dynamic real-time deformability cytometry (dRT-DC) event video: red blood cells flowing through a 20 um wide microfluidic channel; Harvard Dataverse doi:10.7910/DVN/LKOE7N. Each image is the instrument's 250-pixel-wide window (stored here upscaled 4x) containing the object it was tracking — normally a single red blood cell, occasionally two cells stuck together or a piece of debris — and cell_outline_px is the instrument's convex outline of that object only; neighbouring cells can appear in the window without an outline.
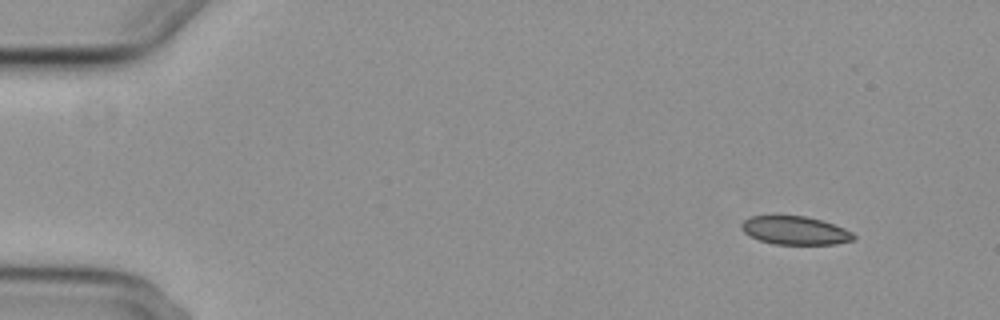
{"species": "common noctule bat (a hibernating species)", "species_latin": "Nyctalus noctula", "temperature_condition": "cold", "stored_images_in_passage": 6, "camera_frame_rate_fps": 3000, "um_per_image_px": 0.085, "animal": {"sex": "female", "body_mass_g": 29.2, "forearm_length_mm": 56.3}, "frame": {"image": 1, "passage_image": 1, "time_ms": 0.0, "image_size_px": [1000, 320], "cell_outline_px": [[856, 240], [836, 244], [772, 244], [748, 236], [740, 228], [740, 224], [744, 220], [752, 216], [804, 216], [820, 220], [844, 228], [852, 232], [856, 236]], "centroid_in_image_um": [67.57, 19.6], "position_along_channel_um": 17.4, "area_um2": 18.55}}
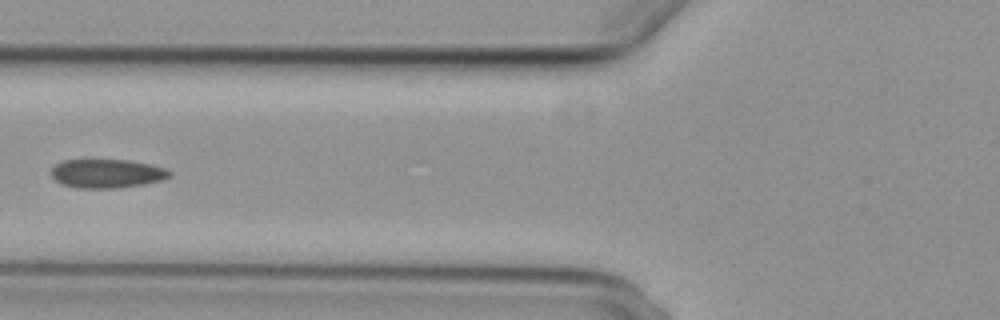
{"frame": {"image": 2, "passage_image": 5, "time_ms": 5.667, "image_size_px": [1000, 320], "cell_outline_px": [[172, 176], [164, 180], [144, 184], [116, 188], [76, 188], [64, 184], [56, 180], [52, 176], [52, 168], [56, 164], [64, 160], [128, 160], [148, 164], [164, 168], [172, 172]], "centroid_in_image_um": [9.12, 14.75], "position_along_channel_um": 116.7, "area_um2": 19.77}}
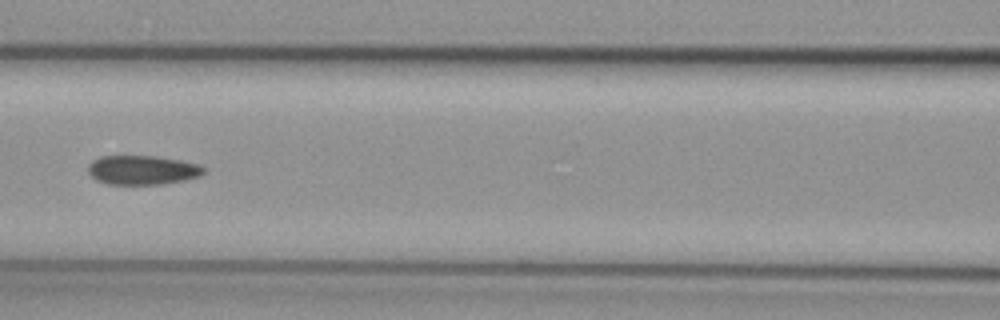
{"frame": {"image": 3, "passage_image": 6, "time_ms": 6.667, "image_size_px": [1000, 320], "cell_outline_px": [[208, 168], [200, 176], [184, 180], [164, 184], [108, 184], [96, 180], [88, 172], [88, 164], [92, 160], [100, 156], [156, 156], [180, 160], [200, 164]], "centroid_in_image_um": [12.13, 14.45], "position_along_channel_um": 154.5, "area_um2": 19.88}}